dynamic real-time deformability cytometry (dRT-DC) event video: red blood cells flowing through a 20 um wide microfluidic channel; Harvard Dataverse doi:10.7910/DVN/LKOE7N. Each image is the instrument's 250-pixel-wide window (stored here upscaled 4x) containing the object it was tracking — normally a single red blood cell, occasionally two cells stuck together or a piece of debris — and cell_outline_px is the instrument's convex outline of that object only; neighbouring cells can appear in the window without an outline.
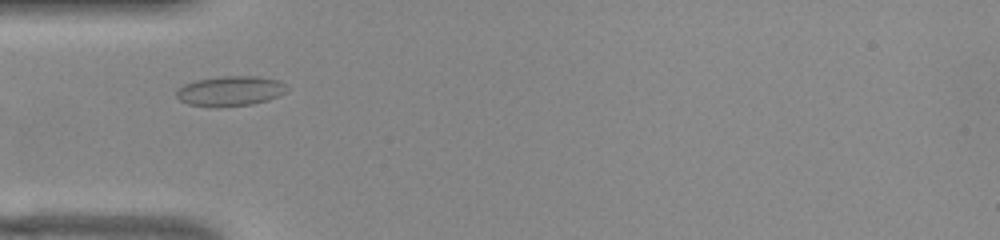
{"species": "common noctule bat (a hibernating species)", "species_latin": "Nyctalus noctula", "temperature_condition": "warm", "stored_images_in_passage": 37, "camera_frame_rate_fps": 3000, "um_per_image_px": 0.085, "animal": {"sex": "female", "body_mass_g": 22.0, "forearm_length_mm": 56.7}, "frame": {"image": 1, "passage_image": 1, "time_ms": 0.0, "image_size_px": [1000, 240], "cell_outline_px": [[288, 88], [284, 92], [268, 100], [252, 104], [216, 108], [188, 104], [180, 100], [176, 96], [176, 88], [184, 84], [196, 80], [224, 76], [256, 76], [280, 80], [288, 84]], "centroid_in_image_um": [19.56, 7.74], "position_along_channel_um": 65.4, "area_um2": 19.54}}
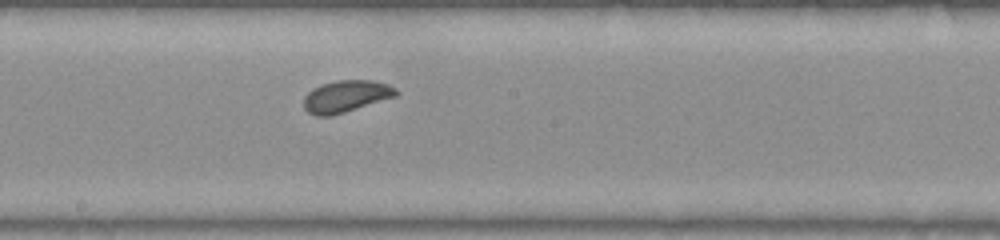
{"frame": {"image": 2, "passage_image": 13, "time_ms": 4.0, "image_size_px": [1000, 240], "cell_outline_px": [[400, 92], [396, 96], [332, 116], [316, 116], [308, 112], [304, 108], [304, 96], [312, 88], [320, 84], [336, 80], [372, 80], [388, 84], [396, 88]], "centroid_in_image_um": [29.4, 8.18], "position_along_channel_um": 218.8, "area_um2": 17.28}}
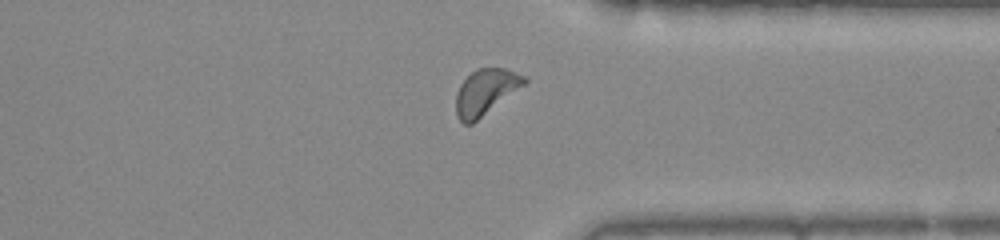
{"frame": {"image": 3, "passage_image": 25, "time_ms": 8.0, "image_size_px": [1000, 240], "cell_outline_px": [[528, 80], [524, 84], [472, 124], [464, 124], [456, 116], [456, 92], [460, 84], [476, 68], [504, 68], [524, 76]], "centroid_in_image_um": [41.23, 7.82], "position_along_channel_um": 370.2, "area_um2": 17.8}, "authors_computed_cell_mechanics": {"area_um2": 17.4556, "velocity_mm_per_s": 3.8444, "shape_relaxation_time_tau1_ms": 1.6948, "shape_relaxation_time_tau2_ms": null, "deformation_change_tau1": 0.0741, "deformation_change_tau2": null}}